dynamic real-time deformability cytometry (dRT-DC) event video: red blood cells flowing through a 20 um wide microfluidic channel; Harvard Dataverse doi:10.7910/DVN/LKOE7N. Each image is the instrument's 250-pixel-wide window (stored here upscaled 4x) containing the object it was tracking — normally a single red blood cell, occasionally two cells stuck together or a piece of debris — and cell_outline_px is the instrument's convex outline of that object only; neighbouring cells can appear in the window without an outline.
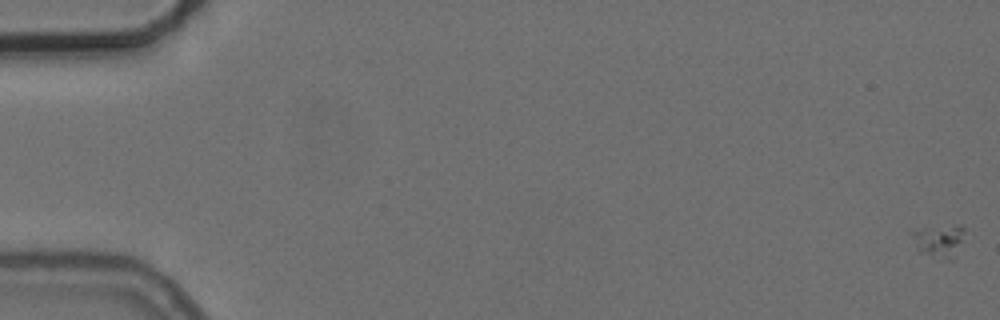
{"species": "common noctule bat (a hibernating species)", "species_latin": "Nyctalus noctula", "temperature_condition": "cold", "stored_images_in_passage": 5, "camera_frame_rate_fps": 3000, "um_per_image_px": 0.085, "animal": {"sex": "female", "body_mass_g": 24.6, "forearm_length_mm": 56.2}, "frame": {"image": 1, "passage_image": 1, "time_ms": 0.0, "image_size_px": [1000, 320], "cell_outline_px": [[964, 232], [956, 256], [952, 260], [936, 260], [920, 252], [916, 248], [912, 232], [924, 228], [960, 224], [964, 228]], "centroid_in_image_um": [79.85, 20.51], "position_along_channel_um": 5.2, "area_um2": 10.12}}
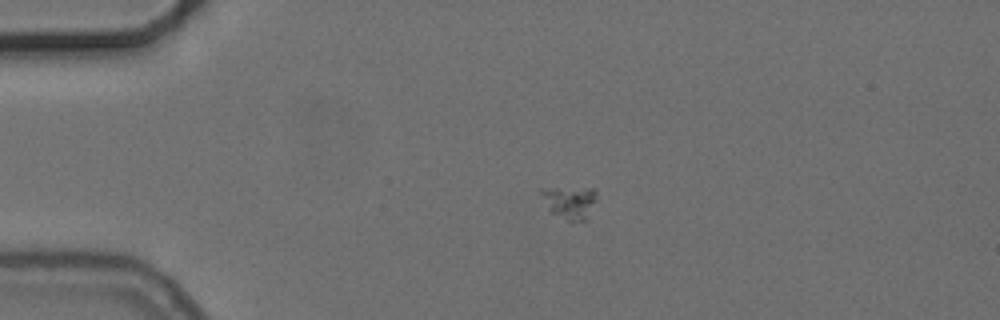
{"frame": {"image": 2, "passage_image": 4, "time_ms": 4.333, "image_size_px": [1000, 320], "cell_outline_px": [[596, 200], [588, 220], [568, 220], [552, 212], [548, 208], [540, 192], [540, 188], [592, 188], [596, 192]], "centroid_in_image_um": [48.46, 17.18], "position_along_channel_um": 36.5, "area_um2": 10.4}}